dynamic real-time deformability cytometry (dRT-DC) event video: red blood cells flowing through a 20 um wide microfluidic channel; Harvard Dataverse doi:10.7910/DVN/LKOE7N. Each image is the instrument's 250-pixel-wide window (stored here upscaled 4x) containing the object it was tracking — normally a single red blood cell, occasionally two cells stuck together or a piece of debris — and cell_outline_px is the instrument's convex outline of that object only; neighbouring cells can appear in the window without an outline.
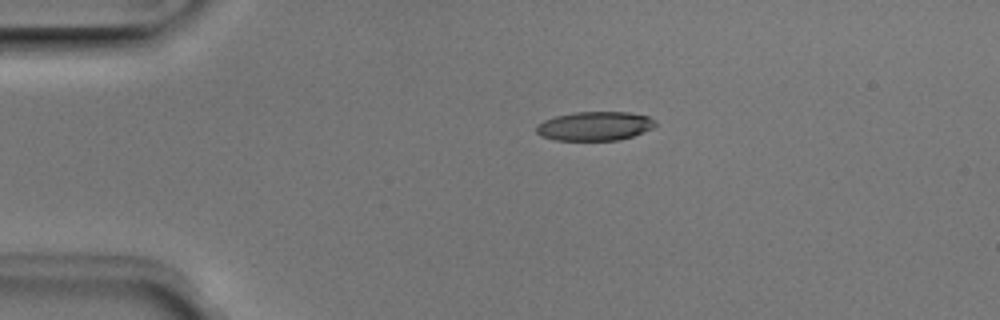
{"species": "Egyptian fruit bat (a non-hibernating species)", "species_latin": "Rousettus aegyptiacus", "temperature_condition": "room temperature", "stored_images_in_passage": 4, "camera_frame_rate_fps": 3000, "um_per_image_px": 0.085, "animal": {"sex": "male"}, "frame": {"image": 1, "passage_image": 3, "time_ms": 0.667, "image_size_px": [1000, 320], "cell_outline_px": [[656, 124], [652, 128], [632, 136], [620, 140], [556, 140], [540, 136], [536, 132], [536, 124], [544, 120], [556, 116], [576, 112], [628, 112], [648, 116], [656, 120]], "centroid_in_image_um": [50.54, 10.71], "position_along_channel_um": 34.5, "area_um2": 20.11}}